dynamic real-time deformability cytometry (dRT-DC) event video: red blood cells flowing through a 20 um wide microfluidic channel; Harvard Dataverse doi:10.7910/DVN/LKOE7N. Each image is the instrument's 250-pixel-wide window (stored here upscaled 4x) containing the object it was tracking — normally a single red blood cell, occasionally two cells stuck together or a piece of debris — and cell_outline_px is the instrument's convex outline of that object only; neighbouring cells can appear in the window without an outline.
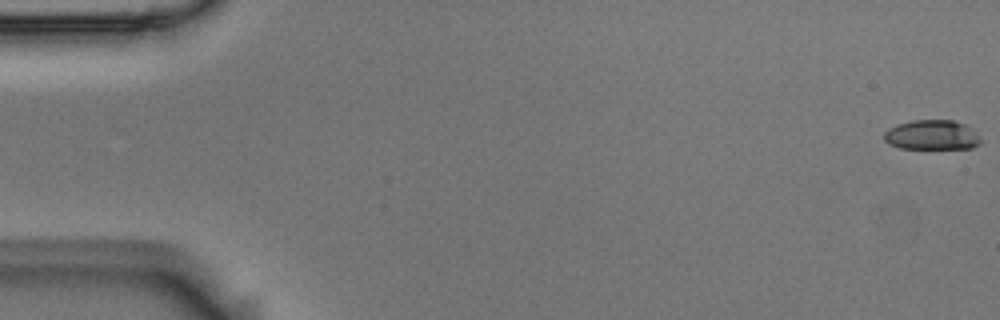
{"species": "Egyptian fruit bat (a non-hibernating species)", "species_latin": "Rousettus aegyptiacus", "temperature_condition": "room temperature", "stored_images_in_passage": 55, "camera_frame_rate_fps": 3000, "um_per_image_px": 0.085, "animal": {"sex": "male"}, "frame": {"image": 1, "passage_image": 1, "time_ms": 0.0, "image_size_px": [1000, 320], "cell_outline_px": [[980, 144], [972, 148], [900, 148], [888, 144], [884, 140], [884, 132], [888, 128], [896, 124], [912, 120], [952, 120], [964, 124], [972, 128], [980, 140]], "centroid_in_image_um": [79.17, 11.47], "position_along_channel_um": 5.8, "area_um2": 16.76}}
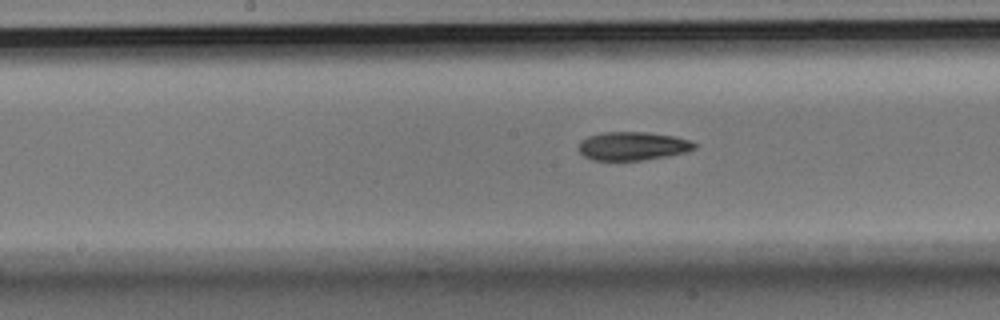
{"frame": {"image": 2, "passage_image": 28, "time_ms": 9.0, "image_size_px": [1000, 320], "cell_outline_px": [[696, 148], [688, 152], [668, 156], [640, 160], [592, 160], [584, 156], [576, 148], [580, 140], [588, 136], [600, 132], [648, 132], [676, 136], [692, 140], [696, 144]], "centroid_in_image_um": [53.78, 12.4], "position_along_channel_um": 194.4, "area_um2": 19.59}}
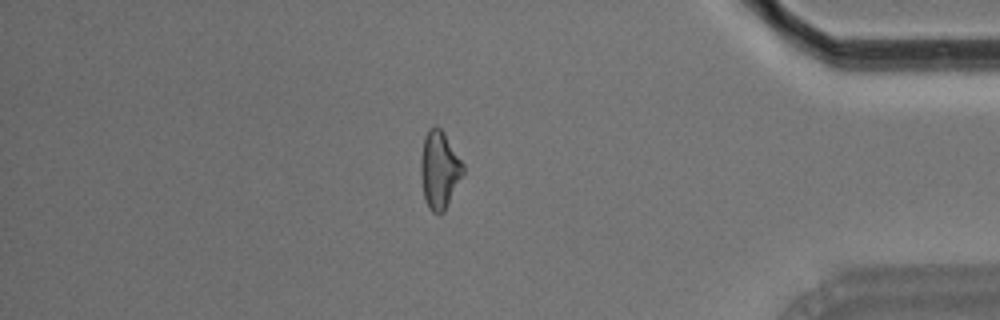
{"frame": {"image": 3, "passage_image": 47, "time_ms": 15.333, "image_size_px": [1000, 320], "cell_outline_px": [[464, 172], [444, 212], [440, 216], [432, 212], [428, 208], [424, 200], [420, 176], [420, 160], [424, 136], [428, 128], [432, 124], [436, 124], [444, 132], [464, 164]], "centroid_in_image_um": [37.32, 14.43], "position_along_channel_um": 397.9, "area_um2": 19.59}, "authors_computed_cell_mechanics": {"area_um2": 19.0162, "velocity_mm_per_s": 3.7345, "shape_relaxation_time_tau1_ms": 3.6775, "shape_relaxation_time_tau2_ms": 4.9249, "deformation_change_tau1": 0.1404, "deformation_change_tau2": 0.1224}}